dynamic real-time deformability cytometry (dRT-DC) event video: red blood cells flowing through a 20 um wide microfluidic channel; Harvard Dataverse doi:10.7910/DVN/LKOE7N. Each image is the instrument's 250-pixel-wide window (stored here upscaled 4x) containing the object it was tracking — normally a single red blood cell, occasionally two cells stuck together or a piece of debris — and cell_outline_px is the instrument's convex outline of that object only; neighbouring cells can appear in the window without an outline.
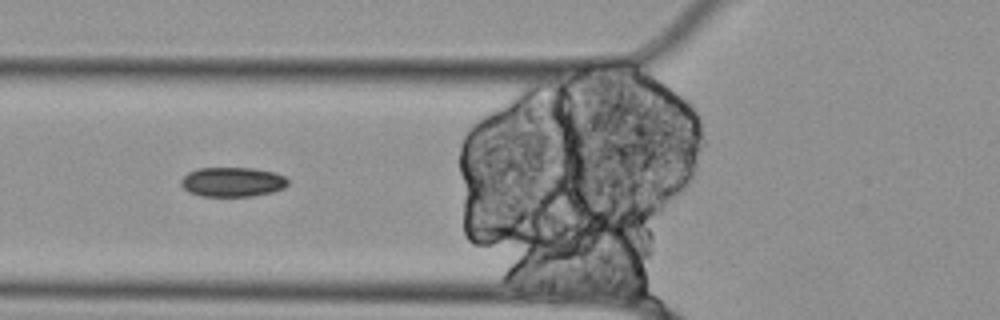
{"species": "Egyptian fruit bat (a non-hibernating species)", "species_latin": "Rousettus aegyptiacus", "temperature_condition": "cold", "stored_images_in_passage": 40, "segment_of_instrument_passage": [2, 2], "camera_frame_rate_fps": 3000, "um_per_image_px": 0.085, "animal": {"sex": "female"}, "frame": {"image": 1, "passage_image": 7, "time_ms": 2.0, "image_size_px": [1000, 320], "cell_outline_px": [[288, 184], [284, 188], [272, 192], [252, 196], [200, 196], [188, 192], [180, 184], [180, 180], [188, 172], [196, 168], [252, 168], [276, 172], [284, 176], [288, 180]], "centroid_in_image_um": [19.75, 15.46], "position_along_channel_um": 106.1, "area_um2": 18.55}}
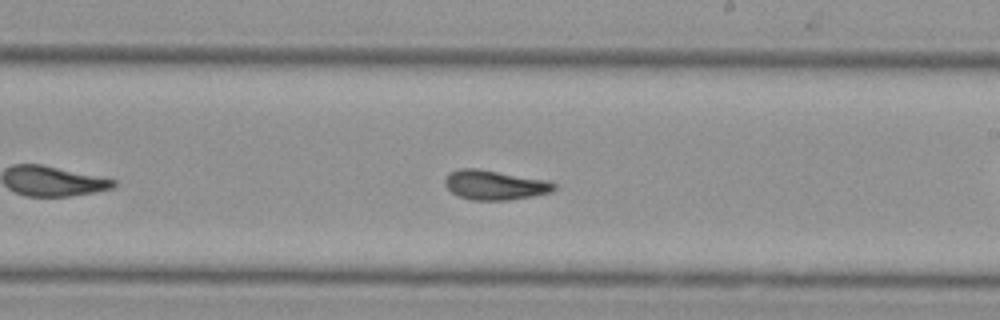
{"frame": {"image": 2, "passage_image": 15, "time_ms": 4.667, "image_size_px": [1000, 320], "cell_outline_px": [[556, 188], [552, 192], [532, 196], [508, 200], [472, 200], [460, 196], [452, 192], [444, 184], [444, 180], [448, 172], [460, 168], [476, 168], [548, 180], [556, 184]], "centroid_in_image_um": [42.05, 15.72], "position_along_channel_um": 246.9, "area_um2": 18.84}}
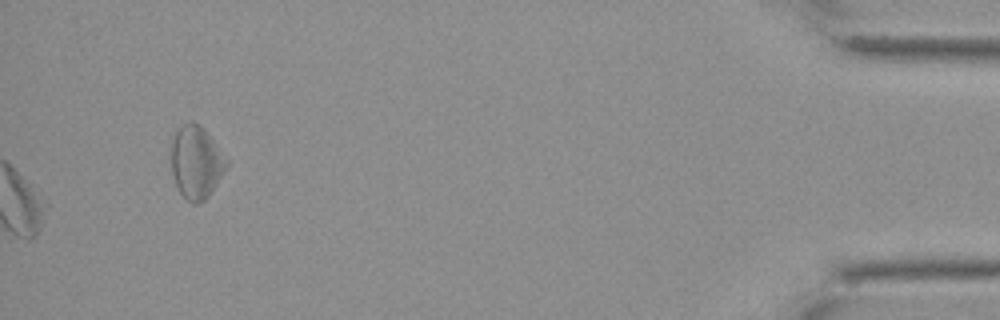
{"frame": {"image": 3, "passage_image": 40, "time_ms": 13.0, "image_size_px": [1000, 320], "cell_outline_px": [[228, 164], [216, 184], [208, 196], [200, 204], [192, 204], [180, 192], [172, 176], [172, 140], [176, 132], [184, 124], [200, 124], [204, 128]], "centroid_in_image_um": [16.65, 13.84], "position_along_channel_um": 418.6, "area_um2": 22.6}}